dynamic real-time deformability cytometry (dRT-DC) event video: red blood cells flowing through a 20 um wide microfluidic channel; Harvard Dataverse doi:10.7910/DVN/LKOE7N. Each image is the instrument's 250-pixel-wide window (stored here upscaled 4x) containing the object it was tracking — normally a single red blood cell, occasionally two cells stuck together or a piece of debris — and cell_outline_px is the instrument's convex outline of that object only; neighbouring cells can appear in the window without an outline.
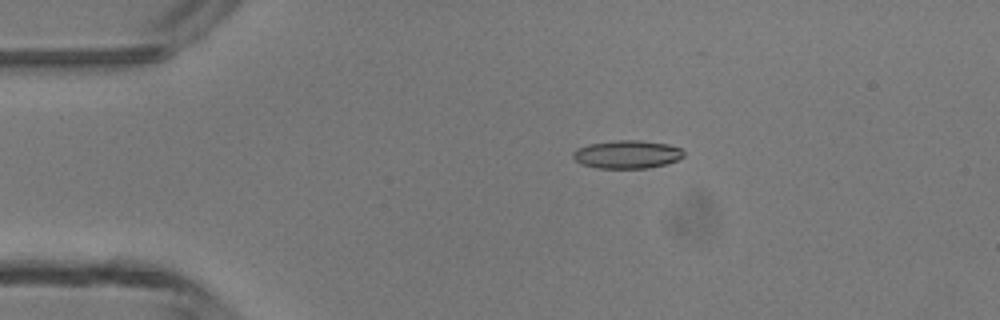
{"species": "common noctule bat (a hibernating species)", "species_latin": "Nyctalus noctula", "temperature_condition": "room temperature", "stored_images_in_passage": 3, "camera_frame_rate_fps": 3000, "um_per_image_px": 0.085, "animal": {"sex": "male", "body_mass_g": 13.3}, "frame": {"image": 1, "passage_image": 2, "time_ms": 1.333, "image_size_px": [1000, 320], "cell_outline_px": [[684, 156], [676, 160], [664, 164], [648, 168], [596, 168], [580, 164], [572, 156], [572, 152], [576, 148], [588, 144], [612, 140], [640, 140], [668, 144], [680, 148], [684, 152]], "centroid_in_image_um": [53.26, 13.11], "position_along_channel_um": 31.7, "area_um2": 18.26}}